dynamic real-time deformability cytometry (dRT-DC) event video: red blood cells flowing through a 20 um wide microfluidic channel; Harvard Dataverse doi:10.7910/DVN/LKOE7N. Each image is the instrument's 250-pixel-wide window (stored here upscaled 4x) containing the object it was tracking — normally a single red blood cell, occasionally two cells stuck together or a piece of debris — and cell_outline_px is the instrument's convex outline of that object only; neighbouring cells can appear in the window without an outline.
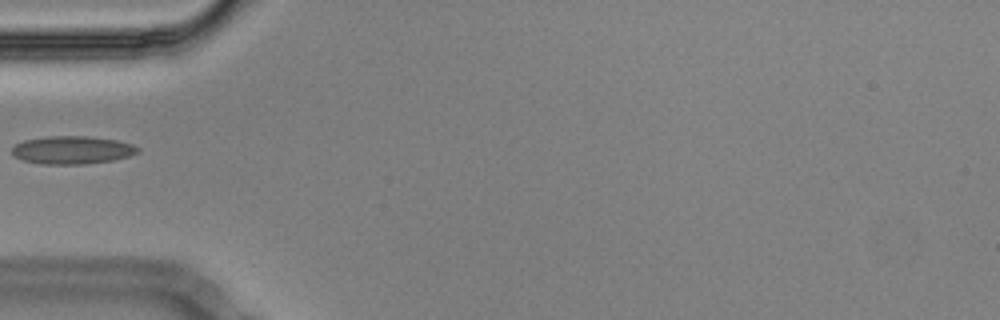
{"species": "Egyptian fruit bat (a non-hibernating species)", "species_latin": "Rousettus aegyptiacus", "temperature_condition": "cold", "stored_images_in_passage": 39, "segment_of_instrument_passage": [1, 2], "camera_frame_rate_fps": 3000, "um_per_image_px": 0.085, "animal": {"sex": "male"}, "frame": {"image": 1, "passage_image": 1, "time_ms": 0.0, "image_size_px": [1000, 320], "cell_outline_px": [[140, 152], [128, 156], [112, 160], [84, 164], [40, 164], [24, 160], [12, 156], [12, 148], [16, 144], [24, 140], [48, 136], [88, 136], [116, 140], [132, 144], [140, 148]], "centroid_in_image_um": [6.13, 12.75], "position_along_channel_um": 78.9, "area_um2": 20.52}}
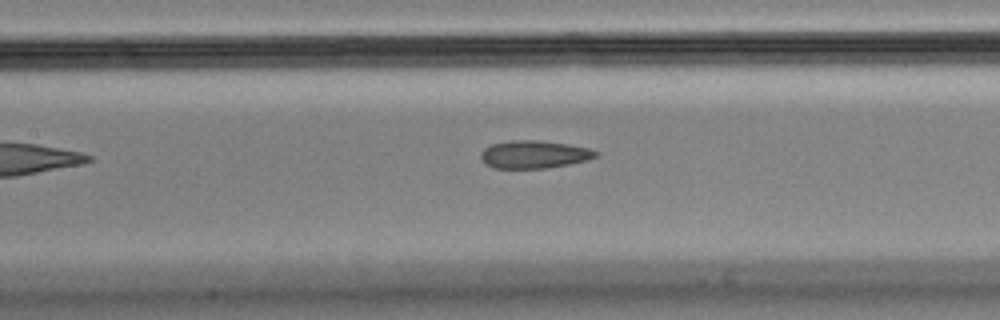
{"frame": {"image": 2, "passage_image": 8, "time_ms": 2.333, "image_size_px": [1000, 320], "cell_outline_px": [[600, 156], [588, 160], [568, 164], [544, 168], [492, 168], [484, 164], [480, 156], [480, 152], [484, 148], [492, 144], [512, 140], [536, 140], [568, 144], [588, 148], [600, 152]], "centroid_in_image_um": [45.4, 13.13], "position_along_channel_um": 162.0, "area_um2": 18.73}}
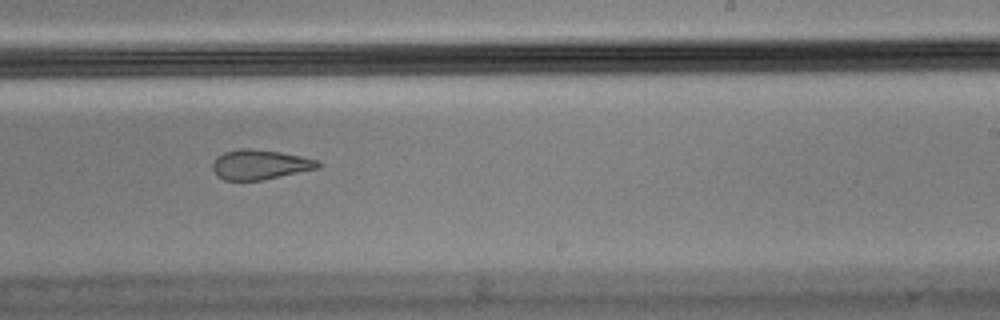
{"frame": {"image": 3, "passage_image": 17, "time_ms": 5.333, "image_size_px": [1000, 320], "cell_outline_px": [[324, 164], [320, 168], [264, 180], [224, 180], [216, 176], [212, 168], [212, 164], [216, 156], [224, 152], [240, 148], [248, 148], [280, 152], [320, 160]], "centroid_in_image_um": [22.12, 13.99], "position_along_channel_um": 266.9, "area_um2": 18.61}}